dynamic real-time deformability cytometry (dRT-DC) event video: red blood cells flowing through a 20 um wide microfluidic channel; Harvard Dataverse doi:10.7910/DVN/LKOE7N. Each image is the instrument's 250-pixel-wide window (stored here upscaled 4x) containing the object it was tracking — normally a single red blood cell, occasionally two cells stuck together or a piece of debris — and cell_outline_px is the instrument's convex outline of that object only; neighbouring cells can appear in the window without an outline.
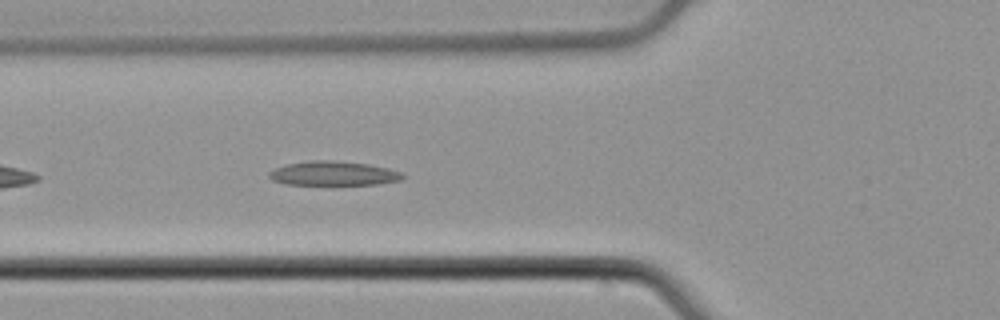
{"species": "common noctule bat (a hibernating species)", "species_latin": "Nyctalus noctula", "temperature_condition": "cold", "stored_images_in_passage": 40, "camera_frame_rate_fps": 3000, "um_per_image_px": 0.085, "animal": {"sex": "male", "body_mass_g": 21.5, "forearm_length_mm": 52.0}, "frame": {"image": 1, "passage_image": 6, "time_ms": 1.667, "image_size_px": [1000, 320], "cell_outline_px": [[404, 180], [376, 184], [288, 184], [272, 180], [268, 176], [268, 172], [276, 168], [288, 164], [308, 160], [332, 160], [368, 164], [388, 168], [400, 172], [404, 176]], "centroid_in_image_um": [28.35, 14.73], "position_along_channel_um": 97.5, "area_um2": 18.73}}
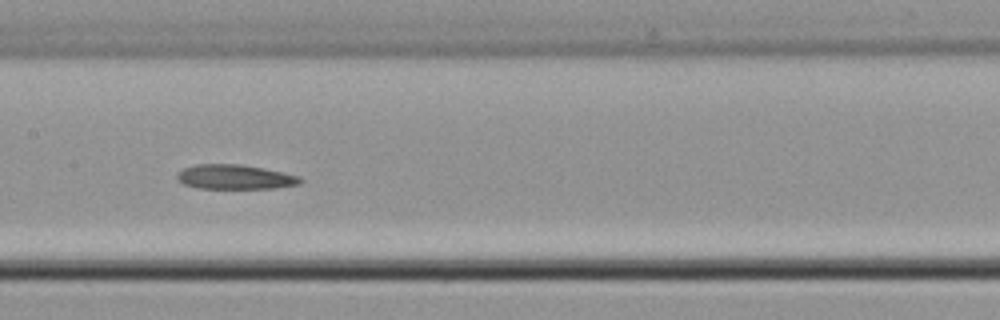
{"frame": {"image": 2, "passage_image": 13, "time_ms": 4.0, "image_size_px": [1000, 320], "cell_outline_px": [[304, 180], [300, 184], [276, 188], [200, 188], [184, 184], [176, 180], [176, 176], [184, 168], [196, 164], [240, 164], [264, 168], [284, 172], [300, 176]], "centroid_in_image_um": [20.01, 15.04], "position_along_channel_um": 187.4, "area_um2": 17.69}}
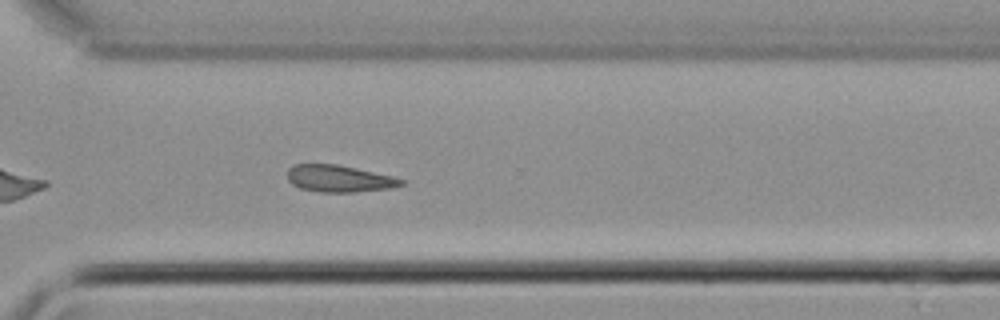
{"frame": {"image": 3, "passage_image": 25, "time_ms": 8.0, "image_size_px": [1000, 320], "cell_outline_px": [[404, 184], [392, 188], [352, 192], [320, 192], [300, 188], [292, 184], [288, 180], [288, 168], [292, 164], [336, 164], [356, 168], [392, 176], [404, 180]], "centroid_in_image_um": [28.8, 15.18], "position_along_channel_um": 341.8, "area_um2": 17.8}}